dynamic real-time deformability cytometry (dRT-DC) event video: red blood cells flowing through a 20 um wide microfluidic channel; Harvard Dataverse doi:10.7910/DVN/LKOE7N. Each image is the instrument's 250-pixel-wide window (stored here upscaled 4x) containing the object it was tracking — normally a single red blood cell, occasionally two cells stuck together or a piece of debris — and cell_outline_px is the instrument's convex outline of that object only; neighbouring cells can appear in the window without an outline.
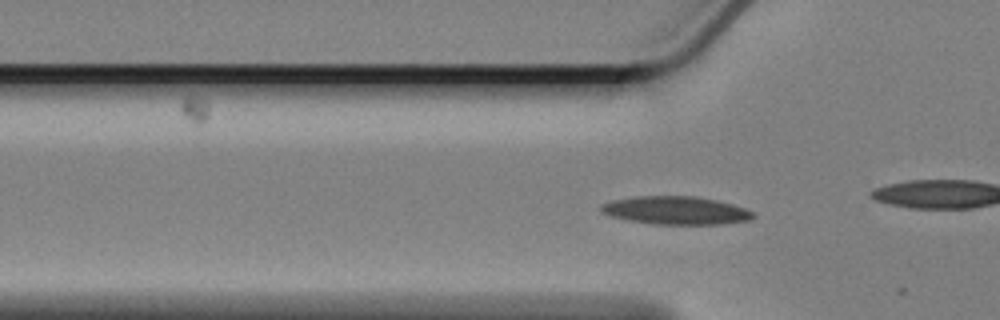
{"species": "Egyptian fruit bat (a non-hibernating species)", "species_latin": "Rousettus aegyptiacus", "temperature_condition": "cold", "stored_images_in_passage": 45, "camera_frame_rate_fps": 3000, "um_per_image_px": 0.085, "animal": {"sex": "female"}, "frame": {"image": 1, "passage_image": 16, "time_ms": 5.0, "image_size_px": [1000, 320], "cell_outline_px": [[756, 216], [748, 220], [724, 224], [652, 224], [628, 220], [612, 216], [600, 212], [600, 204], [612, 200], [636, 196], [696, 196], [716, 200], [732, 204], [756, 212]], "centroid_in_image_um": [57.45, 17.88], "position_along_channel_um": 68.3, "area_um2": 25.03}}
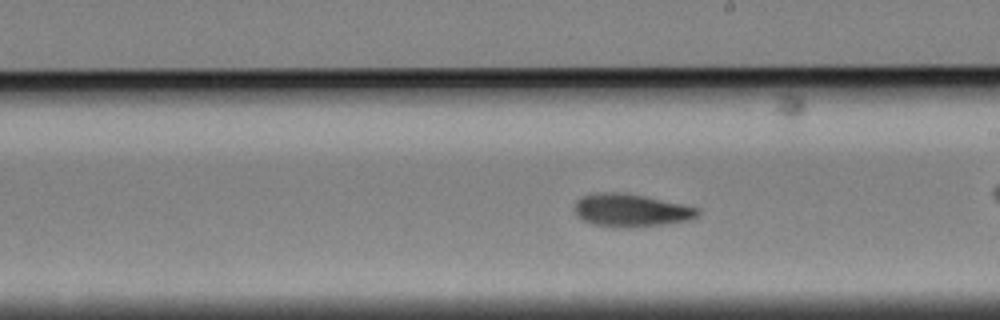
{"frame": {"image": 2, "passage_image": 31, "time_ms": 10.0, "image_size_px": [1000, 320], "cell_outline_px": [[700, 216], [692, 220], [664, 224], [628, 228], [620, 228], [592, 224], [576, 216], [572, 208], [576, 200], [580, 196], [596, 192], [620, 192], [644, 196], [684, 204], [700, 208]], "centroid_in_image_um": [53.62, 17.88], "position_along_channel_um": 235.4, "area_um2": 24.16}}
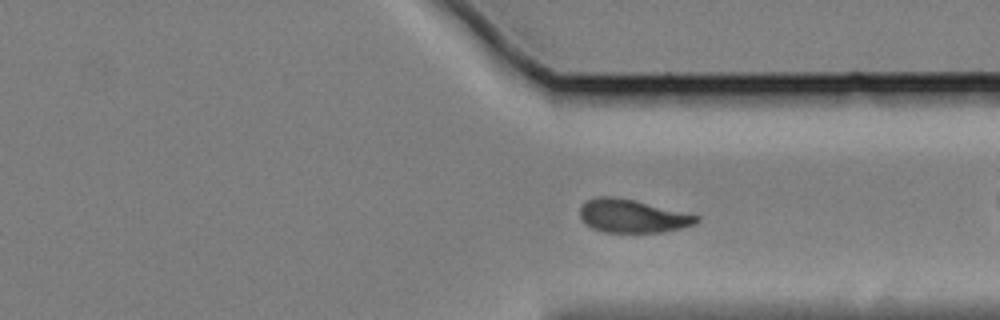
{"frame": {"image": 3, "passage_image": 42, "time_ms": 13.667, "image_size_px": [1000, 320], "cell_outline_px": [[700, 220], [696, 224], [680, 228], [660, 232], [604, 232], [592, 228], [584, 224], [580, 216], [580, 204], [588, 200], [600, 196], [612, 196], [632, 200], [700, 216]], "centroid_in_image_um": [53.72, 18.37], "position_along_channel_um": 357.7, "area_um2": 22.37}}